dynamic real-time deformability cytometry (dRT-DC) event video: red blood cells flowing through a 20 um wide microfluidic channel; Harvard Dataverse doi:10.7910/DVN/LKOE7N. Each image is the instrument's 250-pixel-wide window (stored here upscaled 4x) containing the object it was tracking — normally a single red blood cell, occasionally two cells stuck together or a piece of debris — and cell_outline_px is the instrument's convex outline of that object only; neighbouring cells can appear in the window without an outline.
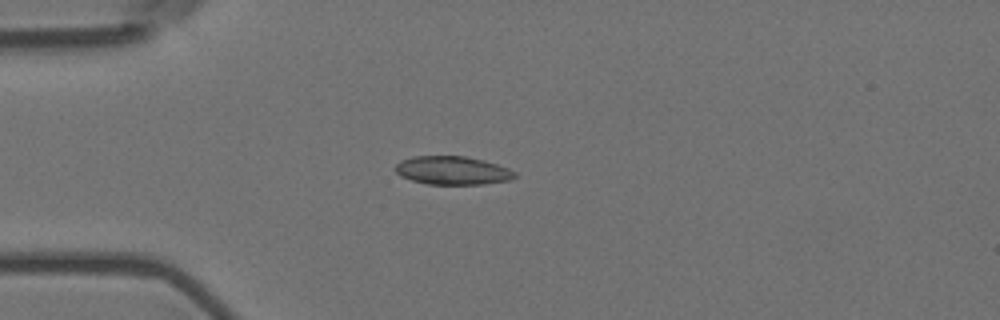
{"species": "Egyptian fruit bat (a non-hibernating species)", "species_latin": "Rousettus aegyptiacus", "temperature_condition": "room temperature", "stored_images_in_passage": 3, "camera_frame_rate_fps": 3000, "um_per_image_px": 0.085, "animal": {"sex": "female"}, "frame": {"image": 1, "passage_image": 1, "time_ms": 0.0, "image_size_px": [1000, 320], "cell_outline_px": [[516, 176], [512, 180], [484, 184], [428, 184], [412, 180], [400, 176], [396, 172], [396, 164], [400, 160], [412, 156], [464, 156], [484, 160], [508, 168], [516, 172]], "centroid_in_image_um": [38.47, 14.49], "position_along_channel_um": 46.5, "area_um2": 19.83}}
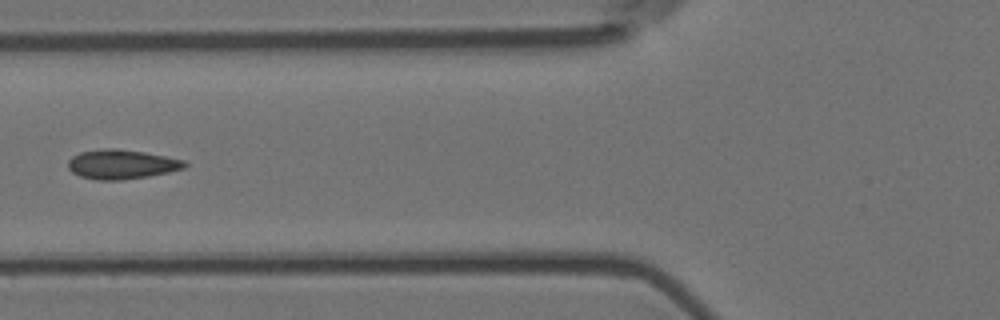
{"frame": {"image": 2, "passage_image": 3, "time_ms": 0.667, "image_size_px": [1000, 320], "cell_outline_px": [[188, 164], [184, 168], [168, 172], [148, 176], [120, 180], [96, 180], [80, 176], [72, 172], [68, 168], [68, 160], [72, 156], [80, 152], [104, 148], [116, 148], [144, 152], [184, 160]], "centroid_in_image_um": [10.31, 13.96], "position_along_channel_um": 115.5, "area_um2": 19.94}}